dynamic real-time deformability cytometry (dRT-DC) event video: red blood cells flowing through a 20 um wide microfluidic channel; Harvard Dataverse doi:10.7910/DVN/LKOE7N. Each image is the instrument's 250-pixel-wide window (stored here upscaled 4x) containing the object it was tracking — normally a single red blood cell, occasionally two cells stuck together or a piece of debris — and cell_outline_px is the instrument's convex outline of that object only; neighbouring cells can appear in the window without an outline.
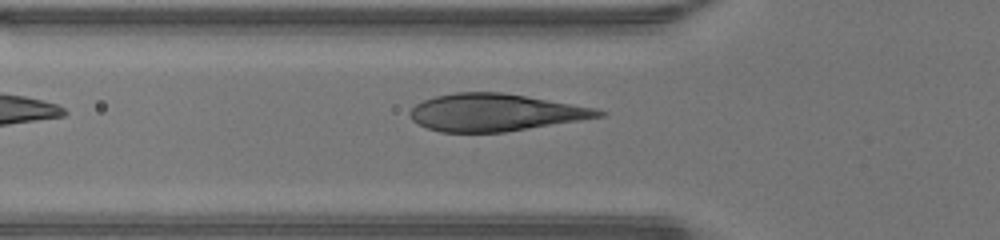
{"species": "human", "species_latin": "Homo sapiens", "temperature_condition": "warm", "stored_images_in_passage": 36, "camera_frame_rate_fps": 3000, "um_per_image_px": 0.085, "donor": {"sex": "male"}, "frame": {"image": 1, "passage_image": 4, "time_ms": 1.0, "image_size_px": [1000, 240], "cell_outline_px": [[608, 112], [604, 116], [580, 120], [504, 132], [440, 132], [428, 128], [412, 120], [408, 116], [408, 112], [416, 104], [424, 100], [436, 96], [456, 92], [500, 92], [596, 108]], "centroid_in_image_um": [42.07, 9.56], "position_along_channel_um": 83.7, "area_um2": 40.63}}
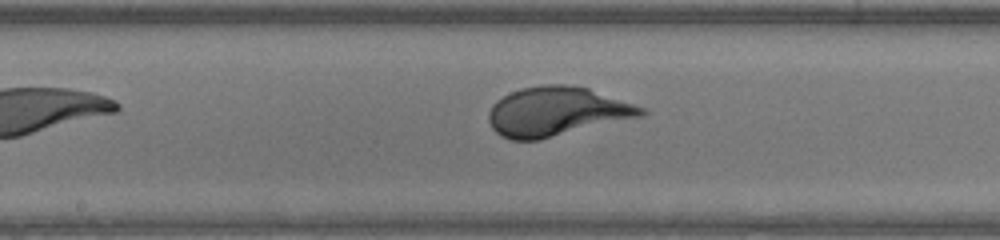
{"frame": {"image": 2, "passage_image": 12, "time_ms": 3.667, "image_size_px": [1000, 240], "cell_outline_px": [[648, 112], [644, 116], [540, 140], [508, 140], [500, 136], [492, 128], [488, 120], [488, 112], [492, 104], [496, 100], [520, 88], [544, 84], [564, 84], [588, 88], [644, 108]], "centroid_in_image_um": [47.29, 9.49], "position_along_channel_um": 200.9, "area_um2": 43.87}}
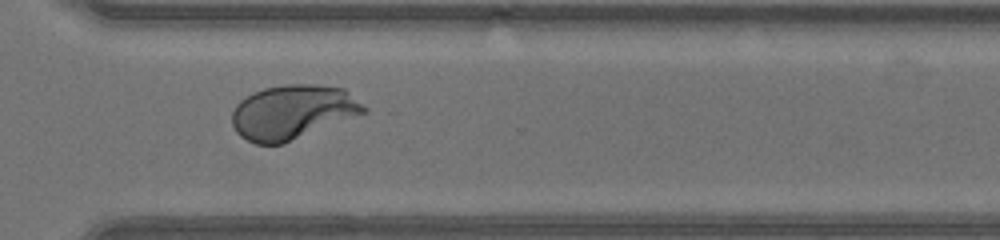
{"frame": {"image": 3, "passage_image": 22, "time_ms": 7.0, "image_size_px": [1000, 240], "cell_outline_px": [[368, 112], [284, 144], [256, 144], [240, 136], [236, 132], [232, 124], [232, 112], [236, 104], [240, 100], [252, 92], [264, 88], [284, 84], [320, 84], [344, 88], [368, 108]], "centroid_in_image_um": [24.89, 9.52], "position_along_channel_um": 345.7, "area_um2": 42.19}}